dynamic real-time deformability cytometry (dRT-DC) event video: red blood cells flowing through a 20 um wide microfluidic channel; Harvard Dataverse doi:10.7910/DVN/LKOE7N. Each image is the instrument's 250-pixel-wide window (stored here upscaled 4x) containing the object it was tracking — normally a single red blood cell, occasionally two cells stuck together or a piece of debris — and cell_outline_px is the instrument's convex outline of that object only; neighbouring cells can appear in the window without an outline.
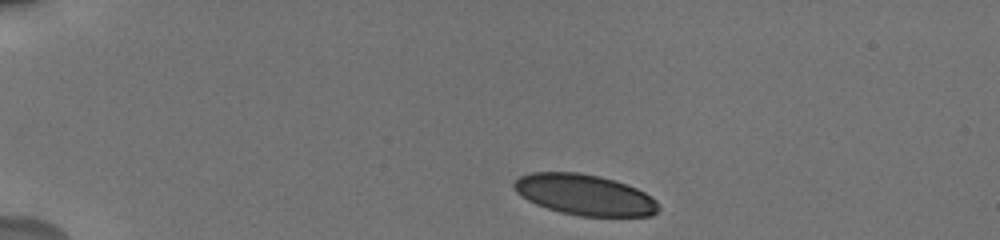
{"species": "human", "species_latin": "Homo sapiens", "temperature_condition": "cold", "stored_images_in_passage": 20, "camera_frame_rate_fps": 3000, "um_per_image_px": 0.085, "donor": {"sex": "male"}, "frame": {"image": 1, "passage_image": 1, "time_ms": 0.0, "image_size_px": [1000, 240], "cell_outline_px": [[660, 208], [652, 216], [580, 216], [560, 212], [536, 204], [520, 196], [512, 188], [512, 184], [520, 176], [532, 172], [576, 172], [600, 176], [636, 188], [652, 196], [656, 200]], "centroid_in_image_um": [49.68, 16.56], "position_along_channel_um": 35.3, "area_um2": 34.33}}
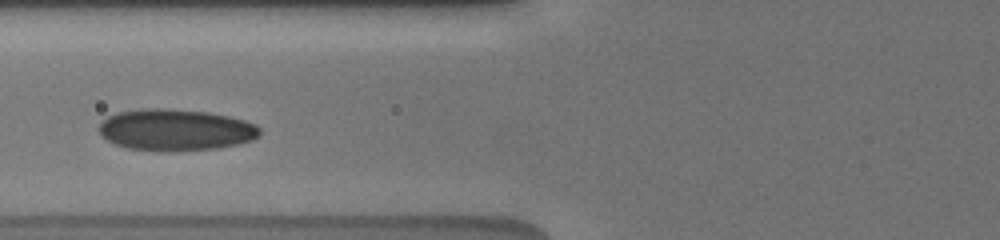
{"frame": {"image": 2, "passage_image": 8, "time_ms": 4.0, "image_size_px": [1000, 240], "cell_outline_px": [[260, 136], [252, 140], [236, 144], [216, 148], [168, 152], [156, 152], [128, 148], [116, 144], [100, 136], [96, 128], [108, 116], [116, 112], [144, 108], [164, 108], [208, 112], [228, 116], [244, 120], [256, 124], [260, 128]], "centroid_in_image_um": [14.89, 11.04], "position_along_channel_um": 110.9, "area_um2": 39.36}}
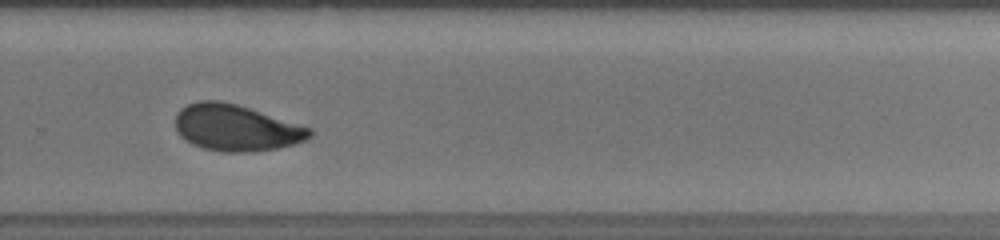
{"frame": {"image": 3, "passage_image": 18, "time_ms": 9.333, "image_size_px": [1000, 240], "cell_outline_px": [[312, 136], [304, 140], [292, 144], [276, 148], [248, 152], [224, 152], [204, 148], [192, 144], [180, 136], [176, 128], [176, 112], [180, 108], [188, 104], [200, 100], [220, 100], [236, 104], [312, 128]], "centroid_in_image_um": [20.04, 10.85], "position_along_channel_um": 309.8, "area_um2": 36.07}}